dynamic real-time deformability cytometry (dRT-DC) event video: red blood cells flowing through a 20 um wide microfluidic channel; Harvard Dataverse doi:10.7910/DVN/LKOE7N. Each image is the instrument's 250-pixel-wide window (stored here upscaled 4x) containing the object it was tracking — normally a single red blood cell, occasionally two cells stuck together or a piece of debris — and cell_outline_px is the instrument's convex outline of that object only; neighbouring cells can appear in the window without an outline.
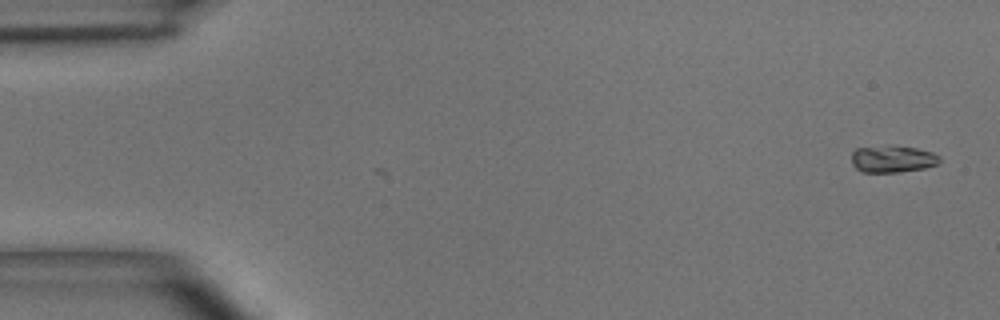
{"species": "common noctule bat (a hibernating species)", "species_latin": "Nyctalus noctula", "temperature_condition": "room temperature", "stored_images_in_passage": 2, "camera_frame_rate_fps": 3000, "um_per_image_px": 0.085, "animal": {"sex": "male", "body_mass_g": 15.6}, "frame": {"image": 1, "passage_image": 2, "time_ms": 0.333, "image_size_px": [1000, 320], "cell_outline_px": [[940, 164], [924, 168], [900, 172], [864, 172], [856, 168], [852, 164], [852, 152], [856, 148], [916, 148], [932, 152], [940, 156]], "centroid_in_image_um": [75.91, 13.56], "position_along_channel_um": 9.1, "area_um2": 13.29}}